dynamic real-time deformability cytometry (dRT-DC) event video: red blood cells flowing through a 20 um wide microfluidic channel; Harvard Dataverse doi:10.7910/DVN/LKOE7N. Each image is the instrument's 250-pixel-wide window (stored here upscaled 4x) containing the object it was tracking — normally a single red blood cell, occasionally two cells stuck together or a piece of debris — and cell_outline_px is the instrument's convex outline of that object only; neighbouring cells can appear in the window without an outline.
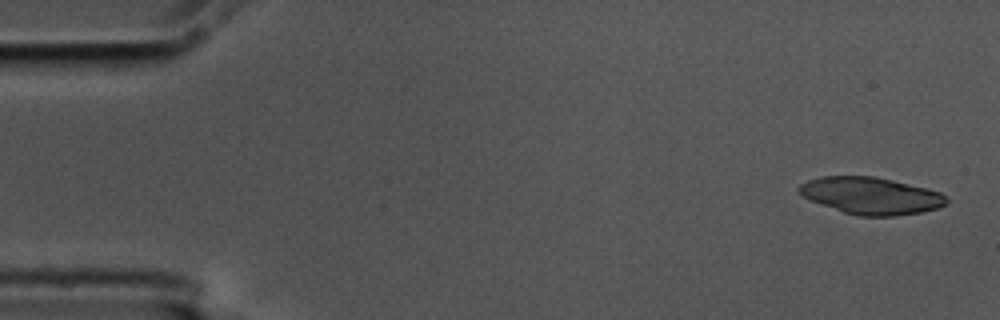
{"species": "common noctule bat (a hibernating species)", "species_latin": "Nyctalus noctula", "temperature_condition": "cold", "stored_images_in_passage": 6, "camera_frame_rate_fps": 3000, "um_per_image_px": 0.085, "animal": {"sex": "male", "body_mass_g": 17.5, "forearm_length_mm": 52.3}, "frame": {"image": 1, "passage_image": 1, "time_ms": 0.0, "image_size_px": [1000, 320], "cell_outline_px": [[948, 204], [936, 208], [920, 212], [896, 216], [860, 216], [844, 212], [812, 200], [804, 196], [796, 188], [800, 184], [808, 180], [820, 176], [872, 176], [892, 180], [940, 192], [948, 196]], "centroid_in_image_um": [74.05, 16.63], "position_along_channel_um": 10.9, "area_um2": 31.44}}